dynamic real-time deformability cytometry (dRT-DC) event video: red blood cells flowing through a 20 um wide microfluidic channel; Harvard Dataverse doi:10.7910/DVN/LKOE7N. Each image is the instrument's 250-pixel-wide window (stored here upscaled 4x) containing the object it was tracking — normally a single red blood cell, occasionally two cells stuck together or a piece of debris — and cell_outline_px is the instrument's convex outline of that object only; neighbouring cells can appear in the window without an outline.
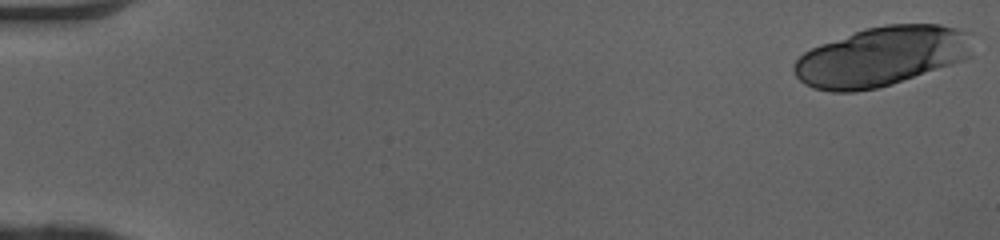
{"species": "human", "species_latin": "Homo sapiens", "temperature_condition": "cold", "stored_images_in_passage": 20, "camera_frame_rate_fps": 3000, "um_per_image_px": 0.085, "donor": {"sex": "female"}, "frame": {"image": 1, "passage_image": 1, "time_ms": 0.0, "image_size_px": [1000, 240], "cell_outline_px": [[972, 56], [964, 60], [892, 84], [876, 88], [856, 92], [832, 92], [812, 88], [804, 84], [796, 76], [792, 68], [792, 64], [804, 52], [820, 44], [864, 28], [884, 24], [940, 24], [972, 32]], "centroid_in_image_um": [74.94, 4.79], "position_along_channel_um": 10.1, "area_um2": 62.42}}